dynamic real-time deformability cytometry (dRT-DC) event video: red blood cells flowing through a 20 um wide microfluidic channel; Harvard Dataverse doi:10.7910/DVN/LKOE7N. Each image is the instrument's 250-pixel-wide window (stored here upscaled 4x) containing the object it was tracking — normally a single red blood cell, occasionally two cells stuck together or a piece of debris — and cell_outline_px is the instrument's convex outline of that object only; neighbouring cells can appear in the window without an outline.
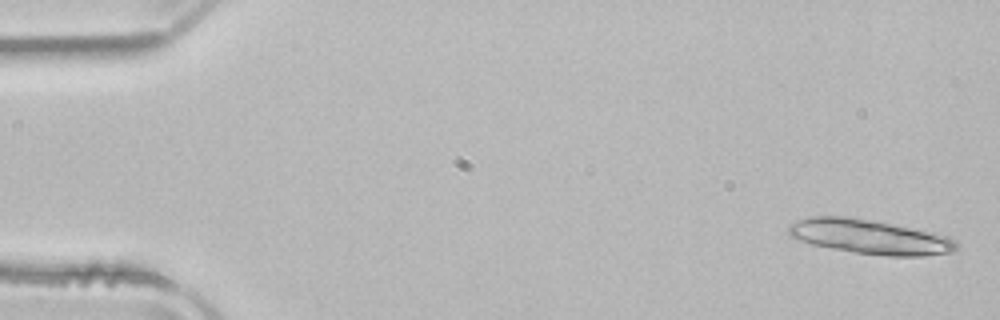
{"species": "common noctule bat (a hibernating species)", "species_latin": "Nyctalus noctula", "temperature_condition": "room temperature", "stored_images_in_passage": 52, "segment_of_instrument_passage": [1, 2], "camera_frame_rate_fps": 3000, "um_per_image_px": 0.085, "animal": {"sex": "male", "body_mass_g": 21.5, "forearm_length_mm": 52.0}, "frame": {"image": 1, "passage_image": 2, "time_ms": 0.333, "image_size_px": [1000, 320], "cell_outline_px": [[960, 248], [952, 252], [924, 256], [884, 256], [856, 252], [832, 248], [812, 244], [788, 236], [788, 224], [808, 216], [848, 216], [892, 224], [948, 236], [956, 240], [960, 244]], "centroid_in_image_um": [73.94, 20.13], "position_along_channel_um": 11.1, "area_um2": 33.76}}